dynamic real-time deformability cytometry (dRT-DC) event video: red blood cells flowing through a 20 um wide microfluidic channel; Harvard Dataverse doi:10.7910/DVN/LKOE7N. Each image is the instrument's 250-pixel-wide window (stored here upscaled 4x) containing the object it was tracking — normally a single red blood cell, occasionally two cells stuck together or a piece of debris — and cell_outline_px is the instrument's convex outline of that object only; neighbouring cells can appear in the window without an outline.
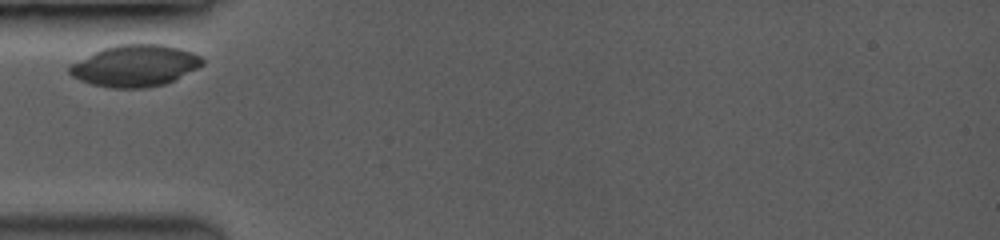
{"species": "common noctule bat (a hibernating species)", "species_latin": "Nyctalus noctula", "temperature_condition": "room temperature", "stored_images_in_passage": 8, "camera_frame_rate_fps": 3500, "um_per_image_px": 0.085, "animal": {"sex": "female", "body_mass_g": 19.0, "forearm_length_mm": 53.3}, "frame": {"image": 1, "passage_image": 1, "time_ms": 0.0, "image_size_px": [1000, 240], "cell_outline_px": [[204, 64], [164, 84], [144, 88], [112, 88], [92, 84], [80, 80], [72, 76], [68, 72], [68, 64], [104, 48], [116, 44], [164, 44], [180, 48], [192, 52], [200, 56], [204, 60]], "centroid_in_image_um": [11.44, 5.58], "position_along_channel_um": 73.6, "area_um2": 32.08}}